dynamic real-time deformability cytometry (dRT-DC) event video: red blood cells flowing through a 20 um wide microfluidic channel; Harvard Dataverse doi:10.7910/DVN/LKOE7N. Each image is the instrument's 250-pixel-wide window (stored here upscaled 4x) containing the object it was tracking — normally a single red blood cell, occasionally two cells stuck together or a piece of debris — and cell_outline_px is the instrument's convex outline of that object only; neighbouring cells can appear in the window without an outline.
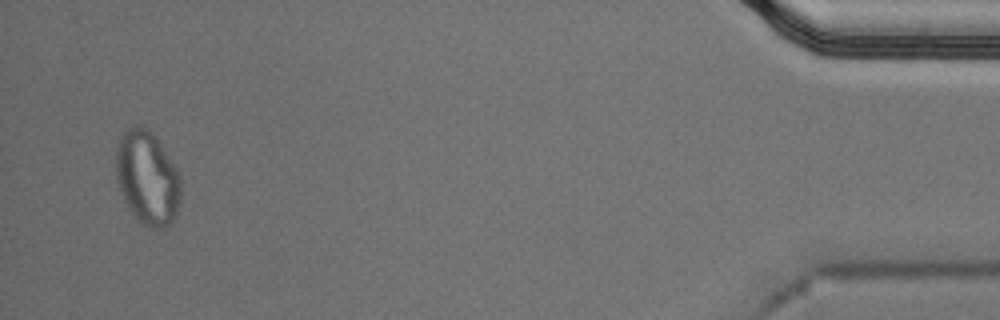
{"species": "Egyptian fruit bat (a non-hibernating species)", "species_latin": "Rousettus aegyptiacus", "temperature_condition": "cold", "stored_images_in_passage": 56, "segment_of_instrument_passage": [2, 3], "camera_frame_rate_fps": 3000, "um_per_image_px": 0.085, "animal": {"sex": "male"}, "frame": {"image": 1, "passage_image": 53, "time_ms": 17.333, "image_size_px": [1000, 320], "cell_outline_px": [[180, 204], [176, 216], [172, 224], [164, 228], [152, 228], [144, 224], [128, 208], [120, 192], [116, 180], [116, 152], [120, 140], [124, 132], [132, 124], [140, 124], [148, 128], [152, 132], [176, 168], [180, 176]], "centroid_in_image_um": [12.53, 15.12], "position_along_channel_um": 422.7, "area_um2": 35.49}}